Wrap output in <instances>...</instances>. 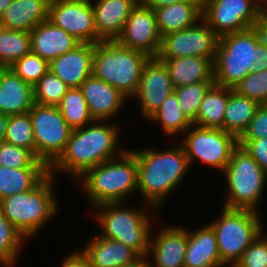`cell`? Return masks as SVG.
<instances>
[{"label":"cell","mask_w":267,"mask_h":267,"mask_svg":"<svg viewBox=\"0 0 267 267\" xmlns=\"http://www.w3.org/2000/svg\"><path fill=\"white\" fill-rule=\"evenodd\" d=\"M5 29H6V26L1 21V18H0V36L2 35V33L4 32Z\"/></svg>","instance_id":"obj_51"},{"label":"cell","mask_w":267,"mask_h":267,"mask_svg":"<svg viewBox=\"0 0 267 267\" xmlns=\"http://www.w3.org/2000/svg\"><path fill=\"white\" fill-rule=\"evenodd\" d=\"M161 129L168 140H178L193 123L186 117L177 96L172 93L162 103L160 108L145 122ZM173 137V138H172Z\"/></svg>","instance_id":"obj_28"},{"label":"cell","mask_w":267,"mask_h":267,"mask_svg":"<svg viewBox=\"0 0 267 267\" xmlns=\"http://www.w3.org/2000/svg\"><path fill=\"white\" fill-rule=\"evenodd\" d=\"M121 46L140 50L157 57L162 37L156 23L155 12L139 3L128 17L121 36L116 40Z\"/></svg>","instance_id":"obj_17"},{"label":"cell","mask_w":267,"mask_h":267,"mask_svg":"<svg viewBox=\"0 0 267 267\" xmlns=\"http://www.w3.org/2000/svg\"><path fill=\"white\" fill-rule=\"evenodd\" d=\"M120 123L94 120L89 125L71 131L64 152L49 167V174H64L77 181L89 169L120 156L128 147L121 144Z\"/></svg>","instance_id":"obj_1"},{"label":"cell","mask_w":267,"mask_h":267,"mask_svg":"<svg viewBox=\"0 0 267 267\" xmlns=\"http://www.w3.org/2000/svg\"><path fill=\"white\" fill-rule=\"evenodd\" d=\"M167 67L174 88L199 82H215L213 62L204 57L159 58Z\"/></svg>","instance_id":"obj_25"},{"label":"cell","mask_w":267,"mask_h":267,"mask_svg":"<svg viewBox=\"0 0 267 267\" xmlns=\"http://www.w3.org/2000/svg\"><path fill=\"white\" fill-rule=\"evenodd\" d=\"M220 207L219 215L208 224L215 232L222 263L233 267L262 232L264 216L252 210Z\"/></svg>","instance_id":"obj_9"},{"label":"cell","mask_w":267,"mask_h":267,"mask_svg":"<svg viewBox=\"0 0 267 267\" xmlns=\"http://www.w3.org/2000/svg\"><path fill=\"white\" fill-rule=\"evenodd\" d=\"M31 52L30 33L5 29L0 36V68H9Z\"/></svg>","instance_id":"obj_34"},{"label":"cell","mask_w":267,"mask_h":267,"mask_svg":"<svg viewBox=\"0 0 267 267\" xmlns=\"http://www.w3.org/2000/svg\"><path fill=\"white\" fill-rule=\"evenodd\" d=\"M48 20L81 43H99L94 11L89 0H51Z\"/></svg>","instance_id":"obj_14"},{"label":"cell","mask_w":267,"mask_h":267,"mask_svg":"<svg viewBox=\"0 0 267 267\" xmlns=\"http://www.w3.org/2000/svg\"><path fill=\"white\" fill-rule=\"evenodd\" d=\"M218 38L208 24L200 19L194 26L163 36L157 57L195 56L208 58L214 63Z\"/></svg>","instance_id":"obj_13"},{"label":"cell","mask_w":267,"mask_h":267,"mask_svg":"<svg viewBox=\"0 0 267 267\" xmlns=\"http://www.w3.org/2000/svg\"><path fill=\"white\" fill-rule=\"evenodd\" d=\"M233 90L260 105L267 104V69L250 72Z\"/></svg>","instance_id":"obj_40"},{"label":"cell","mask_w":267,"mask_h":267,"mask_svg":"<svg viewBox=\"0 0 267 267\" xmlns=\"http://www.w3.org/2000/svg\"><path fill=\"white\" fill-rule=\"evenodd\" d=\"M3 141L31 150L35 154L34 132L29 113L9 115Z\"/></svg>","instance_id":"obj_35"},{"label":"cell","mask_w":267,"mask_h":267,"mask_svg":"<svg viewBox=\"0 0 267 267\" xmlns=\"http://www.w3.org/2000/svg\"><path fill=\"white\" fill-rule=\"evenodd\" d=\"M238 145L245 149L267 174V137L257 140H238Z\"/></svg>","instance_id":"obj_43"},{"label":"cell","mask_w":267,"mask_h":267,"mask_svg":"<svg viewBox=\"0 0 267 267\" xmlns=\"http://www.w3.org/2000/svg\"><path fill=\"white\" fill-rule=\"evenodd\" d=\"M31 52L49 63L59 55L75 49L81 42L49 20L38 23L30 32Z\"/></svg>","instance_id":"obj_21"},{"label":"cell","mask_w":267,"mask_h":267,"mask_svg":"<svg viewBox=\"0 0 267 267\" xmlns=\"http://www.w3.org/2000/svg\"><path fill=\"white\" fill-rule=\"evenodd\" d=\"M259 106L260 104L257 101L244 97L230 88L223 130L239 139L248 128L249 122Z\"/></svg>","instance_id":"obj_30"},{"label":"cell","mask_w":267,"mask_h":267,"mask_svg":"<svg viewBox=\"0 0 267 267\" xmlns=\"http://www.w3.org/2000/svg\"><path fill=\"white\" fill-rule=\"evenodd\" d=\"M93 43H81L68 53L59 55L49 63V70L70 88H80L92 75Z\"/></svg>","instance_id":"obj_20"},{"label":"cell","mask_w":267,"mask_h":267,"mask_svg":"<svg viewBox=\"0 0 267 267\" xmlns=\"http://www.w3.org/2000/svg\"><path fill=\"white\" fill-rule=\"evenodd\" d=\"M48 174L49 167L7 168L0 166V200L33 190Z\"/></svg>","instance_id":"obj_29"},{"label":"cell","mask_w":267,"mask_h":267,"mask_svg":"<svg viewBox=\"0 0 267 267\" xmlns=\"http://www.w3.org/2000/svg\"><path fill=\"white\" fill-rule=\"evenodd\" d=\"M58 108L72 130L83 128L94 121L80 88H70L63 96Z\"/></svg>","instance_id":"obj_33"},{"label":"cell","mask_w":267,"mask_h":267,"mask_svg":"<svg viewBox=\"0 0 267 267\" xmlns=\"http://www.w3.org/2000/svg\"><path fill=\"white\" fill-rule=\"evenodd\" d=\"M137 179L136 155L128 147L120 156L89 169L76 182L84 200L93 208L103 203L127 202L134 197L131 195H137Z\"/></svg>","instance_id":"obj_4"},{"label":"cell","mask_w":267,"mask_h":267,"mask_svg":"<svg viewBox=\"0 0 267 267\" xmlns=\"http://www.w3.org/2000/svg\"><path fill=\"white\" fill-rule=\"evenodd\" d=\"M174 92L169 71L158 57H150L144 65L139 87L130 99L137 102L140 118L146 122Z\"/></svg>","instance_id":"obj_15"},{"label":"cell","mask_w":267,"mask_h":267,"mask_svg":"<svg viewBox=\"0 0 267 267\" xmlns=\"http://www.w3.org/2000/svg\"><path fill=\"white\" fill-rule=\"evenodd\" d=\"M57 179L48 174L33 190L0 200L3 215L28 242L41 235L46 225L59 215L62 207L56 195Z\"/></svg>","instance_id":"obj_5"},{"label":"cell","mask_w":267,"mask_h":267,"mask_svg":"<svg viewBox=\"0 0 267 267\" xmlns=\"http://www.w3.org/2000/svg\"><path fill=\"white\" fill-rule=\"evenodd\" d=\"M172 144H167L165 149H155L156 146L131 149L138 166L137 198L158 211L164 210V202L173 192H178L175 189L192 170L183 146L178 141Z\"/></svg>","instance_id":"obj_2"},{"label":"cell","mask_w":267,"mask_h":267,"mask_svg":"<svg viewBox=\"0 0 267 267\" xmlns=\"http://www.w3.org/2000/svg\"><path fill=\"white\" fill-rule=\"evenodd\" d=\"M230 88L214 83L201 101L194 125L223 129Z\"/></svg>","instance_id":"obj_31"},{"label":"cell","mask_w":267,"mask_h":267,"mask_svg":"<svg viewBox=\"0 0 267 267\" xmlns=\"http://www.w3.org/2000/svg\"><path fill=\"white\" fill-rule=\"evenodd\" d=\"M10 68L26 83L34 86L49 71V62L30 52L16 60Z\"/></svg>","instance_id":"obj_39"},{"label":"cell","mask_w":267,"mask_h":267,"mask_svg":"<svg viewBox=\"0 0 267 267\" xmlns=\"http://www.w3.org/2000/svg\"><path fill=\"white\" fill-rule=\"evenodd\" d=\"M34 103L33 86L23 81L10 67L1 68V113H29Z\"/></svg>","instance_id":"obj_24"},{"label":"cell","mask_w":267,"mask_h":267,"mask_svg":"<svg viewBox=\"0 0 267 267\" xmlns=\"http://www.w3.org/2000/svg\"><path fill=\"white\" fill-rule=\"evenodd\" d=\"M184 1H189V0H139V4L151 8V9H156L165 5H170L178 2H184Z\"/></svg>","instance_id":"obj_46"},{"label":"cell","mask_w":267,"mask_h":267,"mask_svg":"<svg viewBox=\"0 0 267 267\" xmlns=\"http://www.w3.org/2000/svg\"><path fill=\"white\" fill-rule=\"evenodd\" d=\"M127 205L129 201L103 203L88 212L100 228L96 233L98 236L120 241L140 256H147L152 228L161 214L145 203L143 207L136 208L135 204L131 207Z\"/></svg>","instance_id":"obj_3"},{"label":"cell","mask_w":267,"mask_h":267,"mask_svg":"<svg viewBox=\"0 0 267 267\" xmlns=\"http://www.w3.org/2000/svg\"><path fill=\"white\" fill-rule=\"evenodd\" d=\"M0 91H1V68H0ZM0 112H1V105H0Z\"/></svg>","instance_id":"obj_53"},{"label":"cell","mask_w":267,"mask_h":267,"mask_svg":"<svg viewBox=\"0 0 267 267\" xmlns=\"http://www.w3.org/2000/svg\"><path fill=\"white\" fill-rule=\"evenodd\" d=\"M51 0H13L1 15L6 29L30 33L41 22L48 20Z\"/></svg>","instance_id":"obj_27"},{"label":"cell","mask_w":267,"mask_h":267,"mask_svg":"<svg viewBox=\"0 0 267 267\" xmlns=\"http://www.w3.org/2000/svg\"><path fill=\"white\" fill-rule=\"evenodd\" d=\"M265 221H262V232L267 236V221L264 223ZM266 224V225H265Z\"/></svg>","instance_id":"obj_52"},{"label":"cell","mask_w":267,"mask_h":267,"mask_svg":"<svg viewBox=\"0 0 267 267\" xmlns=\"http://www.w3.org/2000/svg\"><path fill=\"white\" fill-rule=\"evenodd\" d=\"M80 249L89 258L92 267H122L134 262L140 255L120 241L93 234Z\"/></svg>","instance_id":"obj_22"},{"label":"cell","mask_w":267,"mask_h":267,"mask_svg":"<svg viewBox=\"0 0 267 267\" xmlns=\"http://www.w3.org/2000/svg\"><path fill=\"white\" fill-rule=\"evenodd\" d=\"M266 35L265 21L262 25L219 37L213 63L215 83L233 88L252 72L256 45Z\"/></svg>","instance_id":"obj_8"},{"label":"cell","mask_w":267,"mask_h":267,"mask_svg":"<svg viewBox=\"0 0 267 267\" xmlns=\"http://www.w3.org/2000/svg\"><path fill=\"white\" fill-rule=\"evenodd\" d=\"M139 0H92L95 26L101 41H116Z\"/></svg>","instance_id":"obj_19"},{"label":"cell","mask_w":267,"mask_h":267,"mask_svg":"<svg viewBox=\"0 0 267 267\" xmlns=\"http://www.w3.org/2000/svg\"><path fill=\"white\" fill-rule=\"evenodd\" d=\"M177 141L183 146L191 168L202 163L221 173L238 146V139L223 129L194 124Z\"/></svg>","instance_id":"obj_10"},{"label":"cell","mask_w":267,"mask_h":267,"mask_svg":"<svg viewBox=\"0 0 267 267\" xmlns=\"http://www.w3.org/2000/svg\"><path fill=\"white\" fill-rule=\"evenodd\" d=\"M233 267H267V236L261 232Z\"/></svg>","instance_id":"obj_41"},{"label":"cell","mask_w":267,"mask_h":267,"mask_svg":"<svg viewBox=\"0 0 267 267\" xmlns=\"http://www.w3.org/2000/svg\"><path fill=\"white\" fill-rule=\"evenodd\" d=\"M267 137V104H261L251 121L248 128L238 140H257Z\"/></svg>","instance_id":"obj_42"},{"label":"cell","mask_w":267,"mask_h":267,"mask_svg":"<svg viewBox=\"0 0 267 267\" xmlns=\"http://www.w3.org/2000/svg\"><path fill=\"white\" fill-rule=\"evenodd\" d=\"M13 0H0V17L4 11L11 5Z\"/></svg>","instance_id":"obj_49"},{"label":"cell","mask_w":267,"mask_h":267,"mask_svg":"<svg viewBox=\"0 0 267 267\" xmlns=\"http://www.w3.org/2000/svg\"><path fill=\"white\" fill-rule=\"evenodd\" d=\"M154 224L152 228L147 257L154 267H184V258L188 245V227L186 225ZM156 228H159L156 231Z\"/></svg>","instance_id":"obj_16"},{"label":"cell","mask_w":267,"mask_h":267,"mask_svg":"<svg viewBox=\"0 0 267 267\" xmlns=\"http://www.w3.org/2000/svg\"><path fill=\"white\" fill-rule=\"evenodd\" d=\"M70 89L50 70L33 86L34 102L40 105L58 106Z\"/></svg>","instance_id":"obj_36"},{"label":"cell","mask_w":267,"mask_h":267,"mask_svg":"<svg viewBox=\"0 0 267 267\" xmlns=\"http://www.w3.org/2000/svg\"><path fill=\"white\" fill-rule=\"evenodd\" d=\"M26 241L3 215L0 207V267H17Z\"/></svg>","instance_id":"obj_32"},{"label":"cell","mask_w":267,"mask_h":267,"mask_svg":"<svg viewBox=\"0 0 267 267\" xmlns=\"http://www.w3.org/2000/svg\"><path fill=\"white\" fill-rule=\"evenodd\" d=\"M80 89L94 120L116 121L115 118L126 107L125 103L130 102L120 91L93 74L81 84Z\"/></svg>","instance_id":"obj_18"},{"label":"cell","mask_w":267,"mask_h":267,"mask_svg":"<svg viewBox=\"0 0 267 267\" xmlns=\"http://www.w3.org/2000/svg\"><path fill=\"white\" fill-rule=\"evenodd\" d=\"M223 175L224 194L222 206L231 209H246L261 213L267 192V174L241 146H237ZM262 202V203H261Z\"/></svg>","instance_id":"obj_6"},{"label":"cell","mask_w":267,"mask_h":267,"mask_svg":"<svg viewBox=\"0 0 267 267\" xmlns=\"http://www.w3.org/2000/svg\"><path fill=\"white\" fill-rule=\"evenodd\" d=\"M215 82H199L174 88V94L186 117L193 123L196 120L199 105L209 88Z\"/></svg>","instance_id":"obj_37"},{"label":"cell","mask_w":267,"mask_h":267,"mask_svg":"<svg viewBox=\"0 0 267 267\" xmlns=\"http://www.w3.org/2000/svg\"><path fill=\"white\" fill-rule=\"evenodd\" d=\"M266 17L257 0H202V19L218 37L262 25Z\"/></svg>","instance_id":"obj_11"},{"label":"cell","mask_w":267,"mask_h":267,"mask_svg":"<svg viewBox=\"0 0 267 267\" xmlns=\"http://www.w3.org/2000/svg\"><path fill=\"white\" fill-rule=\"evenodd\" d=\"M253 62V71L267 69V35L256 45V60Z\"/></svg>","instance_id":"obj_45"},{"label":"cell","mask_w":267,"mask_h":267,"mask_svg":"<svg viewBox=\"0 0 267 267\" xmlns=\"http://www.w3.org/2000/svg\"><path fill=\"white\" fill-rule=\"evenodd\" d=\"M29 114L34 132L35 155L50 167L64 152L72 129L58 106L34 103Z\"/></svg>","instance_id":"obj_12"},{"label":"cell","mask_w":267,"mask_h":267,"mask_svg":"<svg viewBox=\"0 0 267 267\" xmlns=\"http://www.w3.org/2000/svg\"><path fill=\"white\" fill-rule=\"evenodd\" d=\"M149 58L145 52L121 46L117 41H101L94 44L92 74L130 100L138 90Z\"/></svg>","instance_id":"obj_7"},{"label":"cell","mask_w":267,"mask_h":267,"mask_svg":"<svg viewBox=\"0 0 267 267\" xmlns=\"http://www.w3.org/2000/svg\"><path fill=\"white\" fill-rule=\"evenodd\" d=\"M161 37L185 30L202 19V0H189L154 9Z\"/></svg>","instance_id":"obj_26"},{"label":"cell","mask_w":267,"mask_h":267,"mask_svg":"<svg viewBox=\"0 0 267 267\" xmlns=\"http://www.w3.org/2000/svg\"><path fill=\"white\" fill-rule=\"evenodd\" d=\"M8 121L9 115L0 112V141L4 140Z\"/></svg>","instance_id":"obj_48"},{"label":"cell","mask_w":267,"mask_h":267,"mask_svg":"<svg viewBox=\"0 0 267 267\" xmlns=\"http://www.w3.org/2000/svg\"><path fill=\"white\" fill-rule=\"evenodd\" d=\"M60 267H92L89 258L80 249H75L71 253L63 256L62 261H60Z\"/></svg>","instance_id":"obj_44"},{"label":"cell","mask_w":267,"mask_h":267,"mask_svg":"<svg viewBox=\"0 0 267 267\" xmlns=\"http://www.w3.org/2000/svg\"><path fill=\"white\" fill-rule=\"evenodd\" d=\"M257 1L267 11V0H257Z\"/></svg>","instance_id":"obj_50"},{"label":"cell","mask_w":267,"mask_h":267,"mask_svg":"<svg viewBox=\"0 0 267 267\" xmlns=\"http://www.w3.org/2000/svg\"><path fill=\"white\" fill-rule=\"evenodd\" d=\"M184 267H226L220 258L213 228L209 224L188 227V245Z\"/></svg>","instance_id":"obj_23"},{"label":"cell","mask_w":267,"mask_h":267,"mask_svg":"<svg viewBox=\"0 0 267 267\" xmlns=\"http://www.w3.org/2000/svg\"><path fill=\"white\" fill-rule=\"evenodd\" d=\"M122 267H154L152 261L147 256H140L134 262Z\"/></svg>","instance_id":"obj_47"},{"label":"cell","mask_w":267,"mask_h":267,"mask_svg":"<svg viewBox=\"0 0 267 267\" xmlns=\"http://www.w3.org/2000/svg\"><path fill=\"white\" fill-rule=\"evenodd\" d=\"M0 166L7 168L48 167L28 149L0 141Z\"/></svg>","instance_id":"obj_38"}]
</instances>
